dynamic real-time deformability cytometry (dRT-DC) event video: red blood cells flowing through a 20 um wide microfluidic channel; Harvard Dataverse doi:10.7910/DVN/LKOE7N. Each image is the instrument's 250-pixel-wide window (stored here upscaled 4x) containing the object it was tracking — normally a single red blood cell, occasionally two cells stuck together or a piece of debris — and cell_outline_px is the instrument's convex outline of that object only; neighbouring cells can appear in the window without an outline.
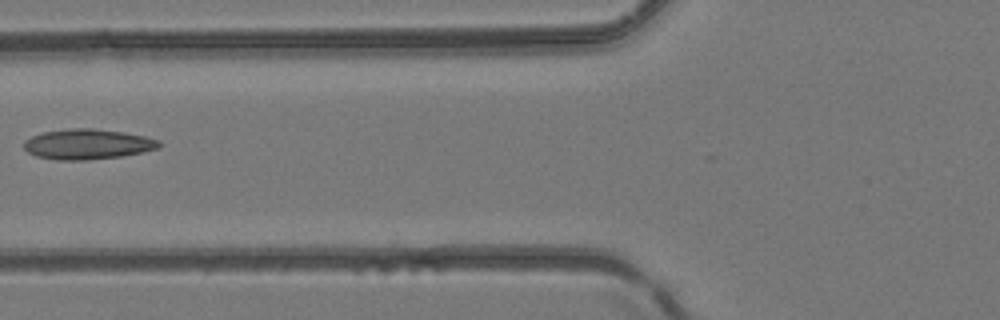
{"species": "common noctule bat (a hibernating species)", "species_latin": "Nyctalus noctula", "temperature_condition": "room temperature", "stored_images_in_passage": 4, "camera_frame_rate_fps": 3000, "um_per_image_px": 0.085, "animal": {"sex": "female", "body_mass_g": 24.6, "forearm_length_mm": 56.2}, "frame": {"image": 1, "passage_image": 4, "time_ms": 1.0, "image_size_px": [1000, 320], "cell_outline_px": [[164, 144], [160, 148], [120, 156], [88, 160], [56, 160], [36, 156], [28, 152], [24, 148], [24, 140], [32, 136], [44, 132], [72, 128], [96, 128], [124, 132], [144, 136], [160, 140]], "centroid_in_image_um": [7.47, 12.25], "position_along_channel_um": 118.3, "area_um2": 23.93}}